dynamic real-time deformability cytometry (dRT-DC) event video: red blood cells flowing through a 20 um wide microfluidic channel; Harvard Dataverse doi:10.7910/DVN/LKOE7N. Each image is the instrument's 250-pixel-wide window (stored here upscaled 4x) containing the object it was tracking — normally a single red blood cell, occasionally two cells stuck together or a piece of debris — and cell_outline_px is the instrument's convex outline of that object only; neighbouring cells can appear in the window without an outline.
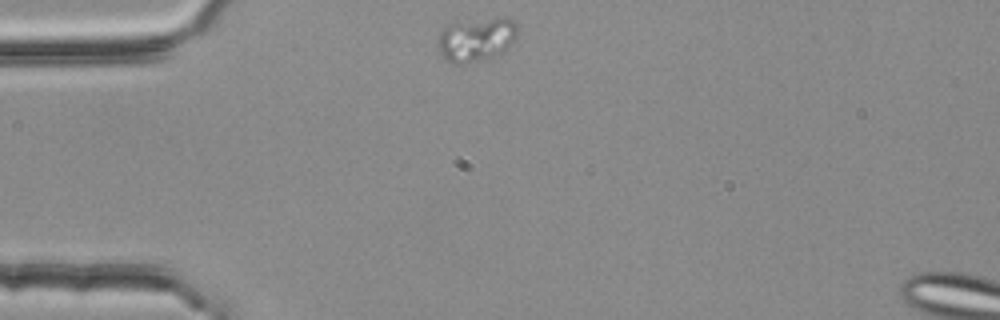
{"species": "common noctule bat (a hibernating species)", "species_latin": "Nyctalus noctula", "temperature_condition": "room temperature", "stored_images_in_passage": 2, "camera_frame_rate_fps": 3000, "um_per_image_px": 0.085, "animal": {"sex": "female", "body_mass_g": 25.1}, "frame": {"image": 1, "passage_image": 1, "time_ms": 0.0, "image_size_px": [1000, 320], "cell_outline_px": [[516, 36], [512, 44], [504, 52], [492, 56], [464, 64], [452, 64], [440, 52], [436, 44], [440, 28], [448, 24], [500, 16], [508, 16], [516, 24]], "centroid_in_image_um": [40.47, 3.32], "position_along_channel_um": 44.5, "area_um2": 20.58}}